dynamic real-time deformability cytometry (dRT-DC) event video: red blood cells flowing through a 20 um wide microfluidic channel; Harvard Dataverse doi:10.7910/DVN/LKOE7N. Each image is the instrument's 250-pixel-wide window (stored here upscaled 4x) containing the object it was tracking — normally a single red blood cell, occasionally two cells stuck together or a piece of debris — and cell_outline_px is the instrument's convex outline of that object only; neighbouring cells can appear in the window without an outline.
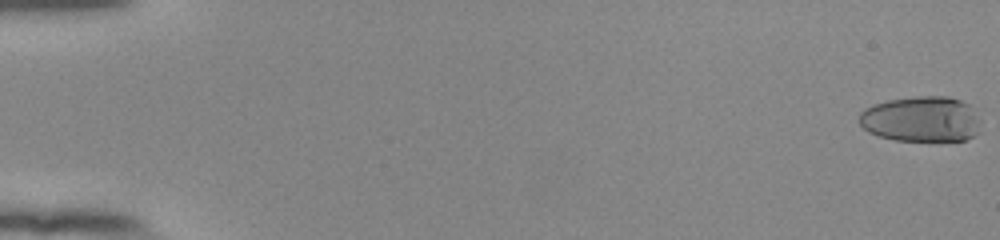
{"species": "human", "species_latin": "Homo sapiens", "temperature_condition": "room temperature", "stored_images_in_passage": 53, "camera_frame_rate_fps": 3000, "um_per_image_px": 0.085, "donor": {"sex": "female"}, "frame": {"image": 1, "passage_image": 1, "time_ms": 0.0, "image_size_px": [1000, 240], "cell_outline_px": [[980, 120], [976, 136], [964, 140], [896, 140], [880, 136], [868, 132], [860, 124], [860, 112], [864, 108], [872, 104], [888, 100], [916, 96], [948, 96], [960, 100], [968, 104]], "centroid_in_image_um": [78.29, 10.11], "position_along_channel_um": 6.7, "area_um2": 32.19}}
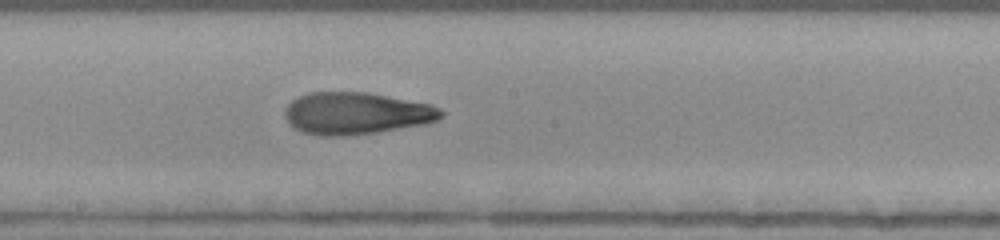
{"frame": {"image": 2, "passage_image": 32, "time_ms": 10.333, "image_size_px": [1000, 240], "cell_outline_px": [[444, 112], [436, 120], [424, 124], [376, 132], [348, 136], [320, 136], [304, 132], [296, 128], [284, 116], [284, 108], [292, 100], [308, 92], [368, 92], [432, 104], [440, 108]], "centroid_in_image_um": [30.27, 9.62], "position_along_channel_um": 217.9, "area_um2": 38.26}}
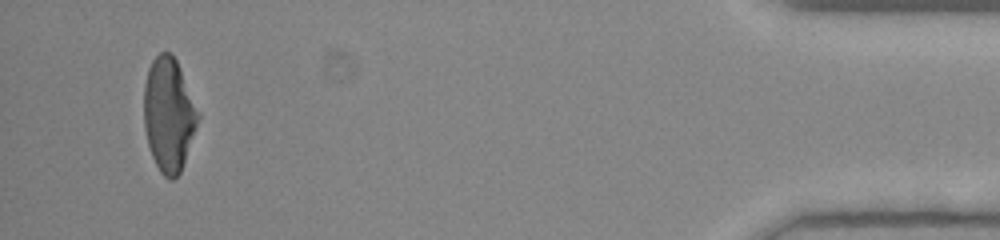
{"frame": {"image": 3, "passage_image": 53, "time_ms": 17.333, "image_size_px": [1000, 240], "cell_outline_px": [[200, 116], [180, 172], [172, 180], [168, 180], [160, 172], [152, 156], [148, 144], [144, 128], [144, 84], [148, 68], [152, 60], [160, 52], [172, 52], [180, 68]], "centroid_in_image_um": [14.32, 9.72], "position_along_channel_um": 420.9, "area_um2": 35.55}, "authors_computed_cell_mechanics": {"area_um2": 36.8186, "velocity_mm_per_s": 3.8957, "shape_relaxation_time_tau1_ms": 5.6175, "shape_relaxation_time_tau2_ms": 2.1465, "deformation_change_tau1": 0.2395, "deformation_change_tau2": 0.1005}}